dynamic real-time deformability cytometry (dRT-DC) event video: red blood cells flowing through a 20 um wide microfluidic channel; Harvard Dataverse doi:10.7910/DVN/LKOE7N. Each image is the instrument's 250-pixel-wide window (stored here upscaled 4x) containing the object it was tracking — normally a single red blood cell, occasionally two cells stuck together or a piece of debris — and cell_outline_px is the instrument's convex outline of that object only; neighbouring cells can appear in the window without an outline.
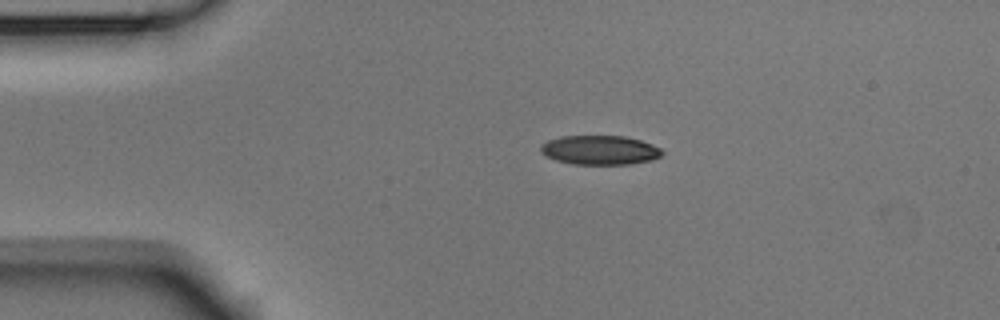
{"species": "Egyptian fruit bat (a non-hibernating species)", "species_latin": "Rousettus aegyptiacus", "temperature_condition": "room temperature", "stored_images_in_passage": 4, "camera_frame_rate_fps": 3000, "um_per_image_px": 0.085, "animal": {"sex": "male"}, "frame": {"image": 1, "passage_image": 3, "time_ms": 0.667, "image_size_px": [1000, 320], "cell_outline_px": [[664, 152], [660, 156], [652, 160], [632, 164], [572, 164], [556, 160], [540, 152], [540, 144], [548, 140], [560, 136], [624, 136], [640, 140], [652, 144], [660, 148]], "centroid_in_image_um": [50.98, 12.75], "position_along_channel_um": 34.0, "area_um2": 20.75}}